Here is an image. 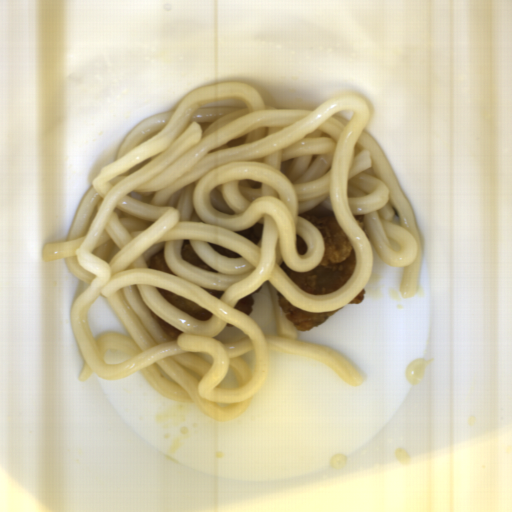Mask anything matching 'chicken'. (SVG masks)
<instances>
[{
    "label": "chicken",
    "mask_w": 512,
    "mask_h": 512,
    "mask_svg": "<svg viewBox=\"0 0 512 512\" xmlns=\"http://www.w3.org/2000/svg\"><path fill=\"white\" fill-rule=\"evenodd\" d=\"M322 234L324 252L321 262L308 272H298L280 265L295 285L302 291L315 295L337 292L350 279L356 264V251L339 226L335 216L301 213Z\"/></svg>",
    "instance_id": "1"
},
{
    "label": "chicken",
    "mask_w": 512,
    "mask_h": 512,
    "mask_svg": "<svg viewBox=\"0 0 512 512\" xmlns=\"http://www.w3.org/2000/svg\"><path fill=\"white\" fill-rule=\"evenodd\" d=\"M278 306L286 317L288 322L299 332H307L319 325L338 311L344 308V305L334 311L310 312L305 311L288 302L282 294H277Z\"/></svg>",
    "instance_id": "2"
},
{
    "label": "chicken",
    "mask_w": 512,
    "mask_h": 512,
    "mask_svg": "<svg viewBox=\"0 0 512 512\" xmlns=\"http://www.w3.org/2000/svg\"><path fill=\"white\" fill-rule=\"evenodd\" d=\"M157 290L160 294L172 305L178 308L183 313L188 316L198 319V320H208L212 317V311L203 307L202 305L195 303L189 299H186L180 295H177L171 291H168L164 288L157 287Z\"/></svg>",
    "instance_id": "3"
},
{
    "label": "chicken",
    "mask_w": 512,
    "mask_h": 512,
    "mask_svg": "<svg viewBox=\"0 0 512 512\" xmlns=\"http://www.w3.org/2000/svg\"><path fill=\"white\" fill-rule=\"evenodd\" d=\"M180 255L183 261H186L190 263L191 265H194L196 267H199L201 269L217 273V270L212 269L210 266H208L195 252L190 240H184L181 244L180 248Z\"/></svg>",
    "instance_id": "4"
},
{
    "label": "chicken",
    "mask_w": 512,
    "mask_h": 512,
    "mask_svg": "<svg viewBox=\"0 0 512 512\" xmlns=\"http://www.w3.org/2000/svg\"><path fill=\"white\" fill-rule=\"evenodd\" d=\"M147 268L149 269H157L161 270L163 272L172 273L174 276H177L176 273L171 271L166 263L164 250H160L154 255H152L147 261H146Z\"/></svg>",
    "instance_id": "5"
},
{
    "label": "chicken",
    "mask_w": 512,
    "mask_h": 512,
    "mask_svg": "<svg viewBox=\"0 0 512 512\" xmlns=\"http://www.w3.org/2000/svg\"><path fill=\"white\" fill-rule=\"evenodd\" d=\"M261 290H262V286L257 288L253 292L249 293L248 295L244 296L241 300L237 301L236 306L233 308L235 310H238V311L250 316L254 310V305H255V302H254L252 296Z\"/></svg>",
    "instance_id": "6"
},
{
    "label": "chicken",
    "mask_w": 512,
    "mask_h": 512,
    "mask_svg": "<svg viewBox=\"0 0 512 512\" xmlns=\"http://www.w3.org/2000/svg\"><path fill=\"white\" fill-rule=\"evenodd\" d=\"M263 232V224L255 223L250 228H247L242 231H236V234L243 236L250 240L255 245L259 243Z\"/></svg>",
    "instance_id": "7"
},
{
    "label": "chicken",
    "mask_w": 512,
    "mask_h": 512,
    "mask_svg": "<svg viewBox=\"0 0 512 512\" xmlns=\"http://www.w3.org/2000/svg\"><path fill=\"white\" fill-rule=\"evenodd\" d=\"M152 318L168 336H170L173 339L179 338L180 334L182 333L181 330L174 327L173 325L161 319L155 314L152 315Z\"/></svg>",
    "instance_id": "8"
},
{
    "label": "chicken",
    "mask_w": 512,
    "mask_h": 512,
    "mask_svg": "<svg viewBox=\"0 0 512 512\" xmlns=\"http://www.w3.org/2000/svg\"><path fill=\"white\" fill-rule=\"evenodd\" d=\"M209 243V242H208ZM209 245L212 247V249L214 251H216L217 253H219L220 255L224 256V257H227V258H230V259H236V258H239V257H242L241 255H239L238 253H235L221 245H215V244H212V243H209Z\"/></svg>",
    "instance_id": "9"
},
{
    "label": "chicken",
    "mask_w": 512,
    "mask_h": 512,
    "mask_svg": "<svg viewBox=\"0 0 512 512\" xmlns=\"http://www.w3.org/2000/svg\"><path fill=\"white\" fill-rule=\"evenodd\" d=\"M366 296V289L365 287L362 289V291L356 296L354 297L351 301H349L348 303L346 304H360L363 302L364 298Z\"/></svg>",
    "instance_id": "10"
},
{
    "label": "chicken",
    "mask_w": 512,
    "mask_h": 512,
    "mask_svg": "<svg viewBox=\"0 0 512 512\" xmlns=\"http://www.w3.org/2000/svg\"><path fill=\"white\" fill-rule=\"evenodd\" d=\"M354 220L359 224L362 231L365 230V215H353Z\"/></svg>",
    "instance_id": "11"
}]
</instances>
